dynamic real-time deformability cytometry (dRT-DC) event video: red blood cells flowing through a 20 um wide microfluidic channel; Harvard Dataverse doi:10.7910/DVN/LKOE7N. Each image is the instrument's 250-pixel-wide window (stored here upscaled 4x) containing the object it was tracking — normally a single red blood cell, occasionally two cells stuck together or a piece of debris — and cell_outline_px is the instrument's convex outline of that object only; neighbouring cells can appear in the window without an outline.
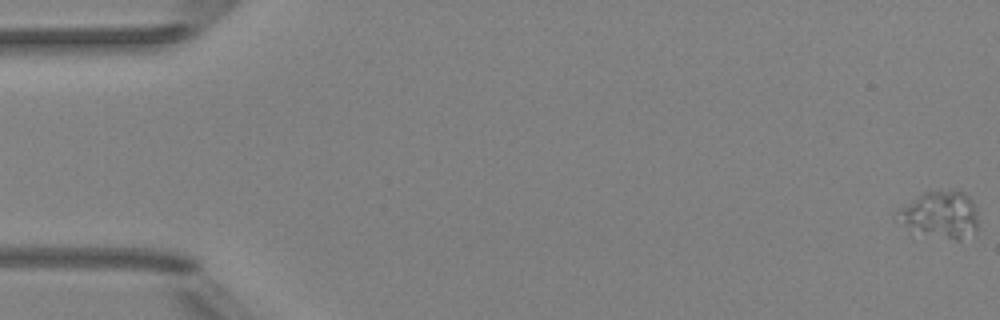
{"species": "Egyptian fruit bat (a non-hibernating species)", "species_latin": "Rousettus aegyptiacus", "temperature_condition": "room temperature", "stored_images_in_passage": 8, "camera_frame_rate_fps": 3000, "um_per_image_px": 0.085, "animal": {"sex": "female"}, "frame": {"image": 1, "passage_image": 1, "time_ms": 0.0, "image_size_px": [1000, 320], "cell_outline_px": [[976, 232], [960, 240], [956, 240], [904, 224], [892, 220], [892, 216], [900, 208], [924, 192], [964, 192], [972, 200], [976, 208]], "centroid_in_image_um": [79.94, 18.21], "position_along_channel_um": 5.1, "area_um2": 20.98}}